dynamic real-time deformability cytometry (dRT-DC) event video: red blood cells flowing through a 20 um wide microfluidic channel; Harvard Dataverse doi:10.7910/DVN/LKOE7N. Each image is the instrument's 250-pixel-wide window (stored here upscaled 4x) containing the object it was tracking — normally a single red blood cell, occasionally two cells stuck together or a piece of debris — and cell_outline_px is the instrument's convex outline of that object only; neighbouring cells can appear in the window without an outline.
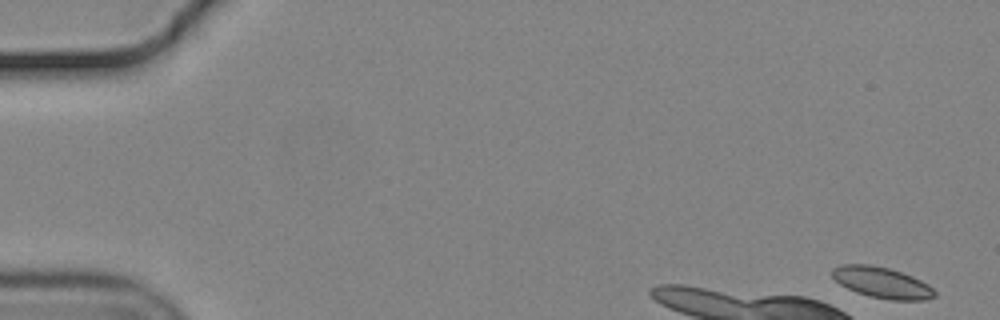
{"species": "common noctule bat (a hibernating species)", "species_latin": "Nyctalus noctula", "temperature_condition": "cold", "stored_images_in_passage": 6, "camera_frame_rate_fps": 3000, "um_per_image_px": 0.085, "animal": {"sex": "male", "body_mass_g": 19.2, "forearm_length_mm": 51.8}, "frame": {"image": 1, "passage_image": 1, "time_ms": 0.0, "image_size_px": [1000, 320], "cell_outline_px": [[936, 296], [924, 300], [892, 300], [868, 296], [856, 292], [840, 284], [832, 276], [832, 268], [840, 264], [868, 264], [888, 268], [912, 276], [928, 284], [936, 292]], "centroid_in_image_um": [74.96, 24.02], "position_along_channel_um": 10.0, "area_um2": 18.44}}